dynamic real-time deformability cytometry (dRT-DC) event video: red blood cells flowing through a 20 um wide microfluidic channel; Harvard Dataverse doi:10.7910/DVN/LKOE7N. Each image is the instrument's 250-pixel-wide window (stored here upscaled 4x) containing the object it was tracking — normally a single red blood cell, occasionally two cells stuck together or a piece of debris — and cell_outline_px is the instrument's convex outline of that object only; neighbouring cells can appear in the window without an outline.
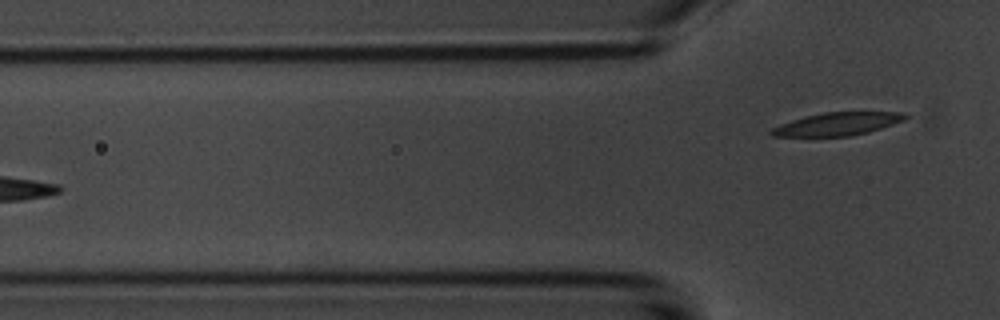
{"species": "common noctule bat (a hibernating species)", "species_latin": "Nyctalus noctula", "temperature_condition": "room temperature", "stored_images_in_passage": 4, "camera_frame_rate_fps": 3000, "um_per_image_px": 0.085, "animal": {"sex": "male", "body_mass_g": 20.1, "forearm_length_mm": 53.5}, "frame": {"image": 1, "passage_image": 4, "time_ms": 3.667, "image_size_px": [1000, 320], "cell_outline_px": [[912, 116], [904, 120], [868, 132], [848, 136], [772, 136], [768, 132], [772, 128], [780, 124], [792, 120], [824, 112], [904, 112]], "centroid_in_image_um": [71.21, 10.53], "position_along_channel_um": 54.6, "area_um2": 17.74}}